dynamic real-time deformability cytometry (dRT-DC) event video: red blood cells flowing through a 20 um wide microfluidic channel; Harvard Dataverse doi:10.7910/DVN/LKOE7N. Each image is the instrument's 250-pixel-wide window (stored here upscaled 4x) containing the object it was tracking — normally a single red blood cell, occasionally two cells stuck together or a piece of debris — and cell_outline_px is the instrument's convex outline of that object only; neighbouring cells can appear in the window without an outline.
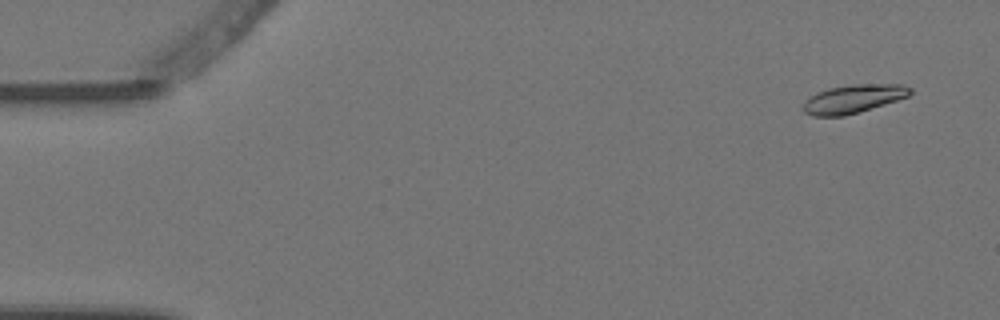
{"species": "Egyptian fruit bat (a non-hibernating species)", "species_latin": "Rousettus aegyptiacus", "temperature_condition": "warm", "stored_images_in_passage": 4, "camera_frame_rate_fps": 3000, "um_per_image_px": 0.085, "animal": {"sex": "female"}, "frame": {"image": 1, "passage_image": 1, "time_ms": 0.0, "image_size_px": [1000, 320], "cell_outline_px": [[912, 92], [908, 96], [884, 104], [844, 116], [812, 116], [804, 112], [804, 104], [816, 92], [828, 88], [852, 84], [904, 84], [912, 88]], "centroid_in_image_um": [72.56, 8.39], "position_along_channel_um": 12.4, "area_um2": 17.51}}
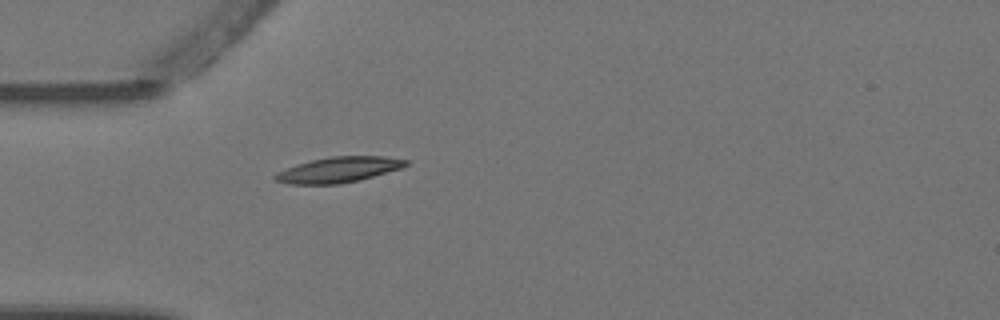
{"frame": {"image": 2, "passage_image": 4, "time_ms": 1.0, "image_size_px": [1000, 320], "cell_outline_px": [[408, 164], [400, 168], [360, 180], [340, 184], [288, 184], [272, 180], [272, 176], [276, 172], [296, 164], [312, 160], [332, 156], [384, 156], [408, 160]], "centroid_in_image_um": [28.72, 14.43], "position_along_channel_um": 56.3, "area_um2": 19.48}}